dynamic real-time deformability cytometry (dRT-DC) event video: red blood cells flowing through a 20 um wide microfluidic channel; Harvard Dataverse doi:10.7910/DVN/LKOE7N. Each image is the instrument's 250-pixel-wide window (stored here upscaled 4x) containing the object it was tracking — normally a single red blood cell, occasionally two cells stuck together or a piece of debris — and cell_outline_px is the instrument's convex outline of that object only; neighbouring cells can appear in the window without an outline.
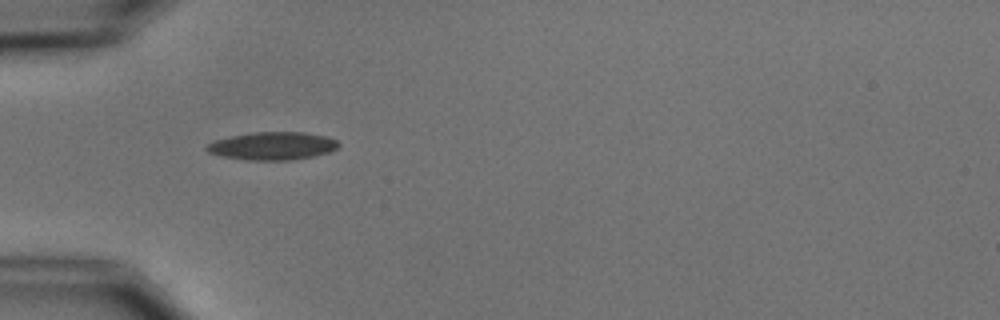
{"species": "common noctule bat (a hibernating species)", "species_latin": "Nyctalus noctula", "temperature_condition": "cold", "stored_images_in_passage": 2, "camera_frame_rate_fps": 3000, "um_per_image_px": 0.085, "animal": {"sex": "male", "body_mass_g": 15.6}, "frame": {"image": 1, "passage_image": 1, "time_ms": 0.0, "image_size_px": [1000, 320], "cell_outline_px": [[340, 144], [336, 148], [328, 152], [312, 156], [288, 160], [244, 160], [224, 156], [208, 152], [204, 148], [208, 144], [216, 140], [232, 136], [252, 132], [304, 132], [324, 136], [336, 140]], "centroid_in_image_um": [23.15, 12.4], "position_along_channel_um": 61.9, "area_um2": 21.15}}